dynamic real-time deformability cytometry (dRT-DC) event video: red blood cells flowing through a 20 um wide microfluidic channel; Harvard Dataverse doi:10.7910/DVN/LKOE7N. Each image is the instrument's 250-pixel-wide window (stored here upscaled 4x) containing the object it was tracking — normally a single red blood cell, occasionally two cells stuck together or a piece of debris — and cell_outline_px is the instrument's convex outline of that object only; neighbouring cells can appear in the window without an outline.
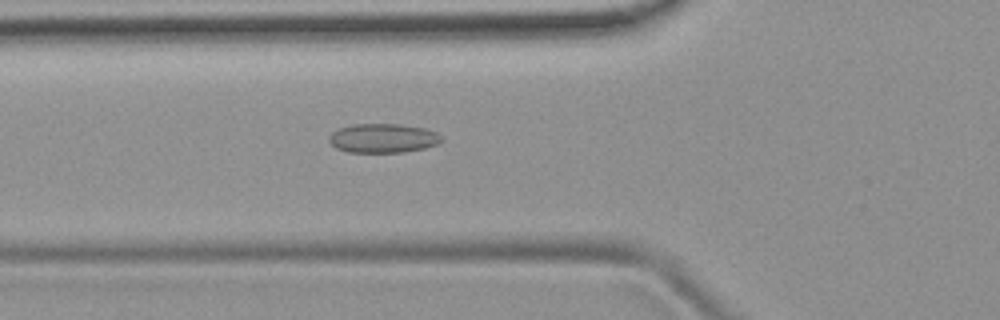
{"species": "common noctule bat (a hibernating species)", "species_latin": "Nyctalus noctula", "temperature_condition": "room temperature", "stored_images_in_passage": 52, "camera_frame_rate_fps": 3000, "um_per_image_px": 0.085, "animal": {"sex": "female", "body_mass_g": 19.9}, "frame": {"image": 1, "passage_image": 19, "time_ms": 6.0, "image_size_px": [1000, 320], "cell_outline_px": [[444, 140], [436, 144], [424, 148], [400, 152], [348, 152], [336, 148], [328, 140], [328, 136], [332, 132], [340, 128], [352, 124], [400, 124], [424, 128], [436, 132]], "centroid_in_image_um": [32.53, 11.74], "position_along_channel_um": 93.3, "area_um2": 19.02}}
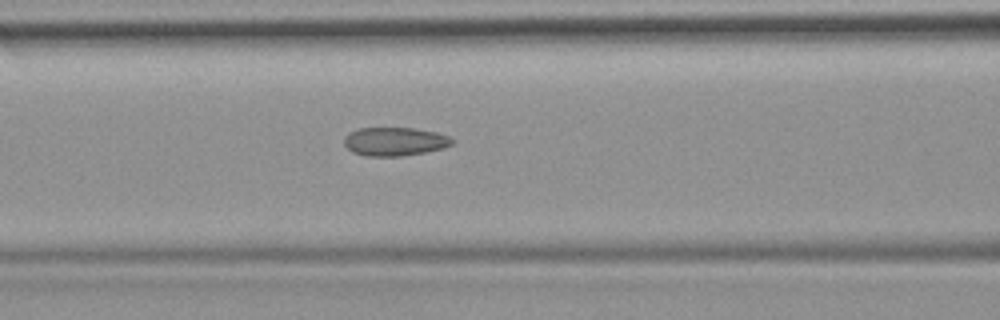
{"frame": {"image": 2, "passage_image": 22, "time_ms": 7.0, "image_size_px": [1000, 320], "cell_outline_px": [[456, 140], [452, 144], [444, 148], [424, 152], [400, 156], [364, 156], [352, 152], [344, 144], [344, 136], [348, 132], [360, 128], [412, 128], [436, 132], [448, 136]], "centroid_in_image_um": [33.54, 12.03], "position_along_channel_um": 133.1, "area_um2": 18.03}}
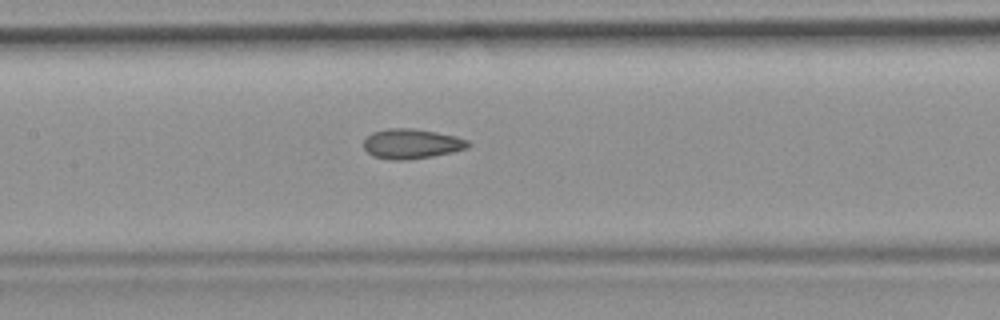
{"frame": {"image": 3, "passage_image": 25, "time_ms": 8.0, "image_size_px": [1000, 320], "cell_outline_px": [[472, 144], [468, 148], [452, 152], [432, 156], [408, 160], [392, 160], [372, 156], [364, 148], [364, 140], [372, 132], [388, 128], [412, 128], [436, 132], [456, 136], [468, 140]], "centroid_in_image_um": [35.0, 12.22], "position_along_channel_um": 172.4, "area_um2": 18.26}, "authors_computed_cell_mechanics": {"area_um2": 18.3804, "velocity_mm_per_s": 3.9379, "shape_relaxation_time_tau1_ms": null, "shape_relaxation_time_tau2_ms": 1.6178, "deformation_change_tau1": null, "deformation_change_tau2": 0.0819}}